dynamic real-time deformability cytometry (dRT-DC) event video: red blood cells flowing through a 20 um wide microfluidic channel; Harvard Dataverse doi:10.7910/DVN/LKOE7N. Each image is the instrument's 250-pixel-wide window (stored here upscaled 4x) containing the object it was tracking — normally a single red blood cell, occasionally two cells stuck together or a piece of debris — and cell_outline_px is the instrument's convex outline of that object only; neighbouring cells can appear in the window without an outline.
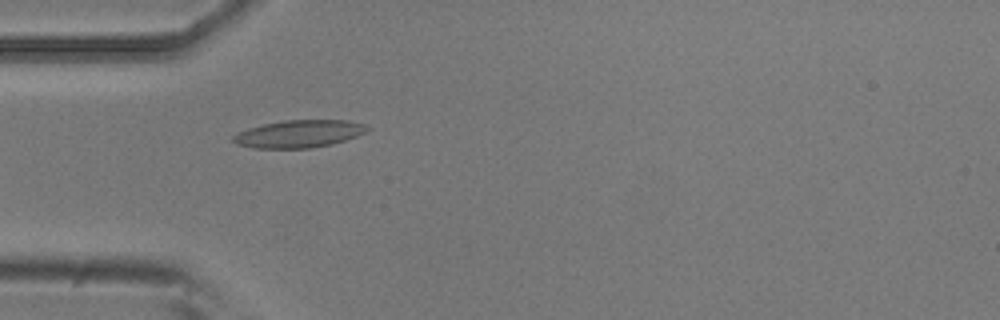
{"species": "common noctule bat (a hibernating species)", "species_latin": "Nyctalus noctula", "temperature_condition": "room temperature", "stored_images_in_passage": 1, "camera_frame_rate_fps": 3000, "um_per_image_px": 0.085, "animal": {"sex": "male", "body_mass_g": 20.5, "forearm_length_mm": 52.5}, "frame": {"image": 1, "passage_image": 1, "time_ms": 0.0, "image_size_px": [1000, 320], "cell_outline_px": [[372, 128], [356, 136], [332, 144], [312, 148], [252, 148], [236, 144], [232, 140], [232, 136], [236, 132], [248, 128], [264, 124], [284, 120], [348, 120], [364, 124]], "centroid_in_image_um": [25.38, 11.37], "position_along_channel_um": 59.6, "area_um2": 21.56}}